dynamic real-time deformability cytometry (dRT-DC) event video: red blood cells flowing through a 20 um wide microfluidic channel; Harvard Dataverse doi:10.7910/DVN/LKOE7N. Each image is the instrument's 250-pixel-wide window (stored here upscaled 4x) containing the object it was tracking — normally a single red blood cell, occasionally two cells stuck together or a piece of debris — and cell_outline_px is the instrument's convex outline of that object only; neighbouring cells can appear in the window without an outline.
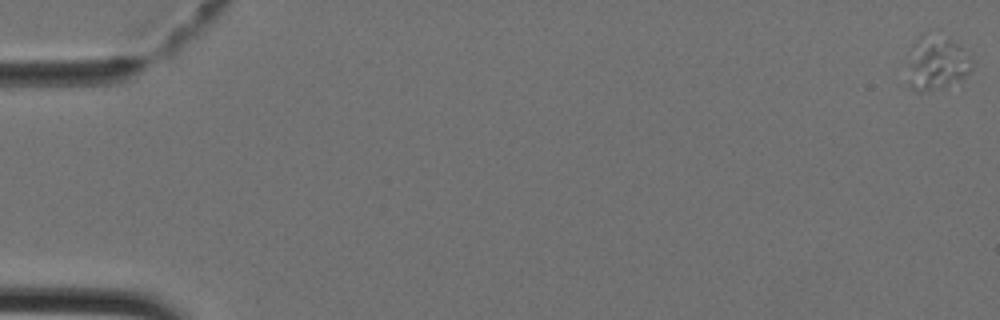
{"species": "Egyptian fruit bat (a non-hibernating species)", "species_latin": "Rousettus aegyptiacus", "temperature_condition": "cold", "stored_images_in_passage": 45, "camera_frame_rate_fps": 3000, "um_per_image_px": 0.085, "animal": {"sex": "female"}, "frame": {"image": 1, "passage_image": 1, "time_ms": 0.0, "image_size_px": [1000, 320], "cell_outline_px": [[972, 68], [960, 80], [936, 88], [920, 92], [916, 92], [908, 84], [908, 64], [916, 40], [924, 32], [928, 32], [948, 40], [956, 44], [968, 56]], "centroid_in_image_um": [79.56, 5.37], "position_along_channel_um": 5.4, "area_um2": 19.36}}
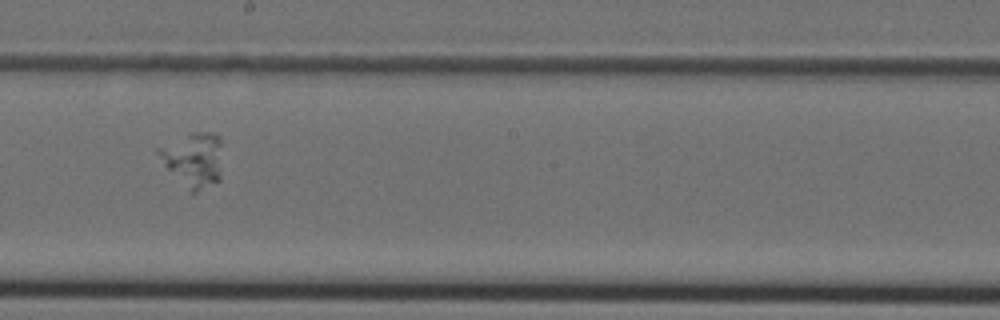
{"frame": {"image": 2, "passage_image": 26, "time_ms": 8.333, "image_size_px": [1000, 320], "cell_outline_px": [[220, 180], [196, 192], [192, 192], [168, 168], [156, 152], [156, 148], [192, 132], [216, 132], [220, 136]], "centroid_in_image_um": [16.47, 13.52], "position_along_channel_um": 231.7, "area_um2": 19.71}}
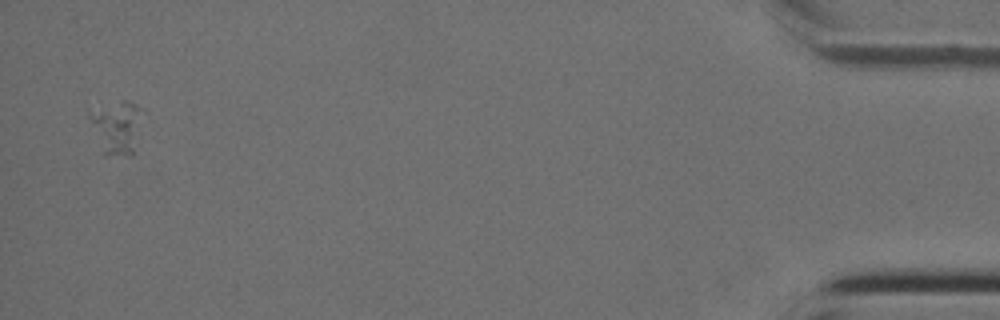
{"frame": {"image": 3, "passage_image": 44, "time_ms": 14.333, "image_size_px": [1000, 320], "cell_outline_px": [[136, 108], [132, 156], [104, 156], [88, 116], [120, 100], [128, 100], [136, 104]], "centroid_in_image_um": [9.81, 10.9], "position_along_channel_um": 425.4, "area_um2": 14.45}}